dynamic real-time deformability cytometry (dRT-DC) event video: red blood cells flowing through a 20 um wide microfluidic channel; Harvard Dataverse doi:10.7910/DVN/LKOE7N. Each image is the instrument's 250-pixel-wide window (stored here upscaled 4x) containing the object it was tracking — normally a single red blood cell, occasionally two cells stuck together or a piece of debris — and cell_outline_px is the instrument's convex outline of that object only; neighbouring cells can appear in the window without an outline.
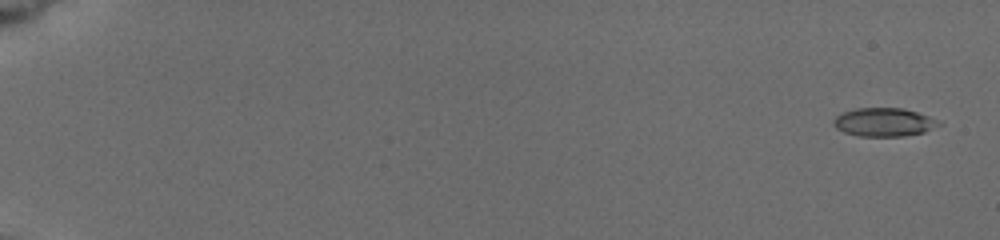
{"species": "common noctule bat (a hibernating species)", "species_latin": "Nyctalus noctula", "temperature_condition": "cold", "stored_images_in_passage": 9, "camera_frame_rate_fps": 3000, "um_per_image_px": 0.085, "animal": {"sex": "female", "body_mass_g": 19.5, "forearm_length_mm": 54.1}, "frame": {"image": 1, "passage_image": 1, "time_ms": 0.0, "image_size_px": [1000, 240], "cell_outline_px": [[944, 124], [924, 132], [904, 136], [860, 136], [844, 132], [836, 128], [832, 124], [832, 120], [836, 116], [844, 112], [856, 108], [904, 108], [940, 120]], "centroid_in_image_um": [75.16, 10.38], "position_along_channel_um": 9.8, "area_um2": 17.57}}
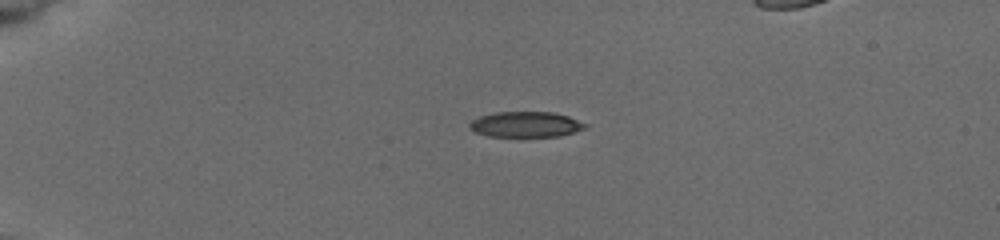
{"frame": {"image": 2, "passage_image": 6, "time_ms": 4.333, "image_size_px": [1000, 240], "cell_outline_px": [[588, 128], [560, 136], [488, 136], [472, 132], [468, 128], [468, 124], [472, 120], [480, 116], [496, 112], [552, 112], [568, 116], [588, 124]], "centroid_in_image_um": [44.67, 10.58], "position_along_channel_um": 40.3, "area_um2": 17.34}}
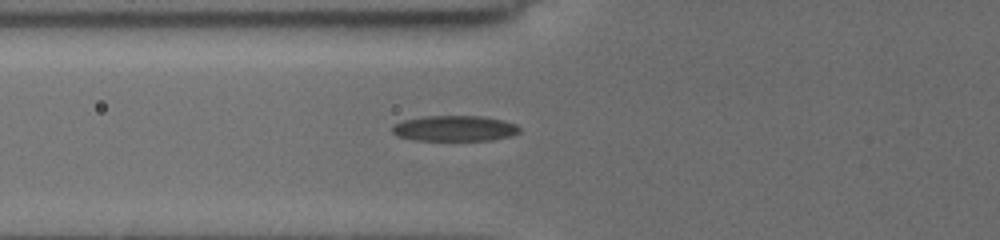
{"frame": {"image": 3, "passage_image": 9, "time_ms": 7.0, "image_size_px": [1000, 240], "cell_outline_px": [[520, 132], [512, 136], [492, 140], [412, 140], [396, 136], [392, 132], [392, 128], [396, 124], [404, 120], [424, 116], [484, 116], [504, 120], [516, 124], [520, 128]], "centroid_in_image_um": [38.67, 10.91], "position_along_channel_um": 87.1, "area_um2": 19.13}}